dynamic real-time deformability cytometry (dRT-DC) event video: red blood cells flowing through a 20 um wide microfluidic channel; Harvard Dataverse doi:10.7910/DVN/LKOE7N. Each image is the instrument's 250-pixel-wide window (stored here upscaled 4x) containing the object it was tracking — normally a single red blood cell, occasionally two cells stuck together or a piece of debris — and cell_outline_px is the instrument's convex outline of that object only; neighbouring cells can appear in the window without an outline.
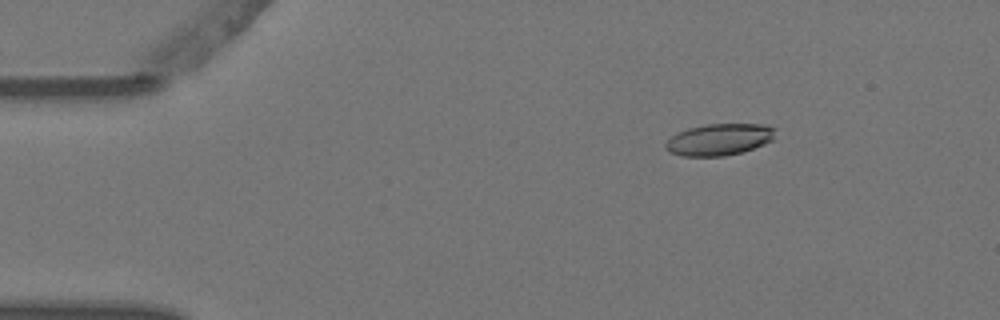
{"species": "Egyptian fruit bat (a non-hibernating species)", "species_latin": "Rousettus aegyptiacus", "temperature_condition": "warm", "stored_images_in_passage": 5, "camera_frame_rate_fps": 3000, "um_per_image_px": 0.085, "animal": {"sex": "female"}, "frame": {"image": 1, "passage_image": 3, "time_ms": 0.667, "image_size_px": [1000, 320], "cell_outline_px": [[776, 128], [772, 140], [764, 144], [744, 152], [724, 156], [680, 156], [668, 152], [664, 148], [664, 144], [672, 136], [688, 128], [708, 124], [764, 124]], "centroid_in_image_um": [61.13, 11.87], "position_along_channel_um": 23.9, "area_um2": 20.35}}